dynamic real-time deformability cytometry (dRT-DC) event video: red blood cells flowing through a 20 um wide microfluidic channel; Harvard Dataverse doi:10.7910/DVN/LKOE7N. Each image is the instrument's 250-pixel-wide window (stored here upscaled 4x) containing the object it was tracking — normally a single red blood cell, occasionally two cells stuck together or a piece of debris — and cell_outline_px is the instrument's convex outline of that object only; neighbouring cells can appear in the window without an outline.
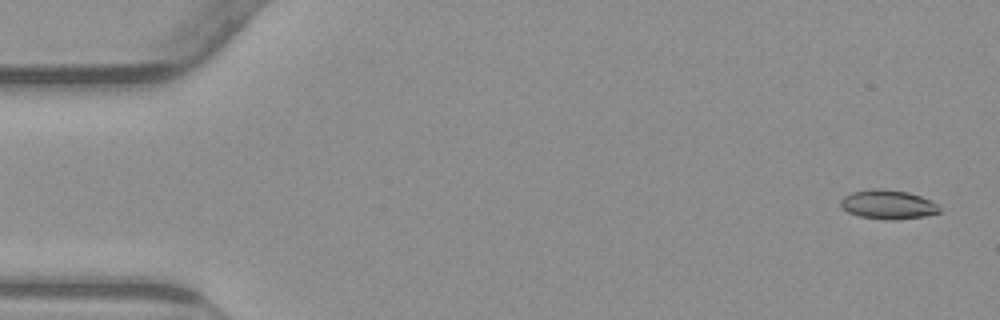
{"species": "common noctule bat (a hibernating species)", "species_latin": "Nyctalus noctula", "temperature_condition": "warm", "stored_images_in_passage": 53, "camera_frame_rate_fps": 3000, "um_per_image_px": 0.085, "animal": {"sex": "male", "body_mass_g": 23.1, "forearm_length_mm": 52.7}, "frame": {"image": 1, "passage_image": 1, "time_ms": 0.0, "image_size_px": [1000, 320], "cell_outline_px": [[940, 212], [924, 216], [896, 220], [888, 220], [860, 216], [848, 212], [840, 208], [840, 200], [844, 196], [852, 192], [876, 188], [884, 188], [908, 192], [932, 200], [940, 208]], "centroid_in_image_um": [75.46, 17.38], "position_along_channel_um": 9.5, "area_um2": 16.88}}
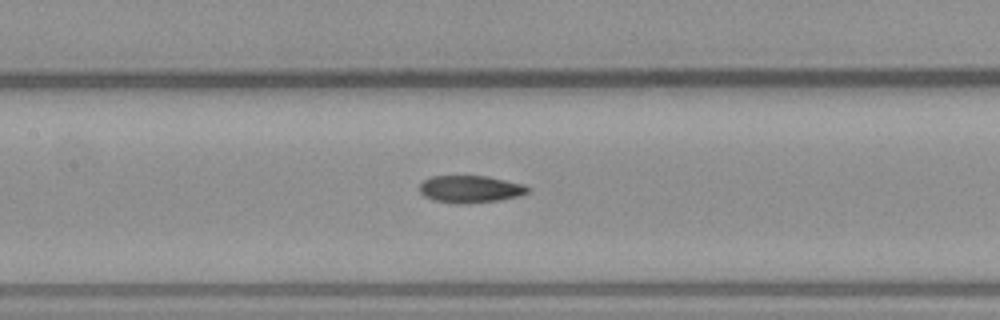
{"frame": {"image": 2, "passage_image": 24, "time_ms": 7.667, "image_size_px": [1000, 320], "cell_outline_px": [[528, 192], [520, 196], [500, 200], [468, 204], [464, 204], [432, 200], [424, 196], [420, 192], [420, 184], [424, 180], [432, 176], [488, 176], [524, 184], [528, 188]], "centroid_in_image_um": [39.98, 16.08], "position_along_channel_um": 167.4, "area_um2": 17.22}}
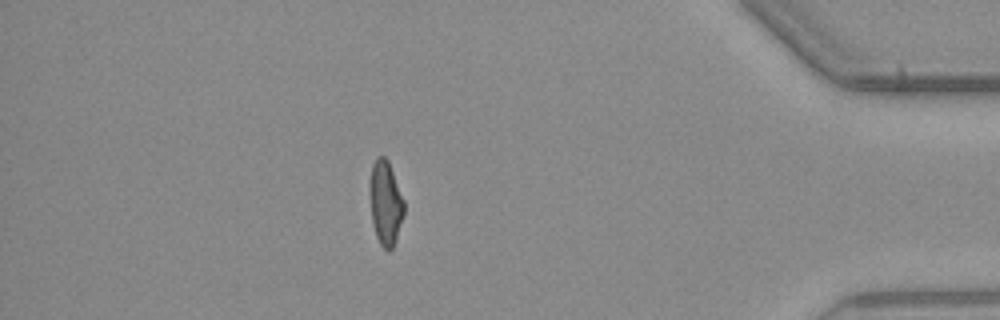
{"frame": {"image": 3, "passage_image": 46, "time_ms": 15.0, "image_size_px": [1000, 320], "cell_outline_px": [[404, 212], [392, 248], [388, 252], [380, 244], [376, 236], [372, 224], [368, 184], [372, 164], [376, 156], [384, 156], [388, 160], [404, 200]], "centroid_in_image_um": [32.73, 17.2], "position_along_channel_um": 402.5, "area_um2": 16.94}, "authors_computed_cell_mechanics": {"area_um2": 17.1666, "velocity_mm_per_s": 3.8491, "shape_relaxation_time_tau1_ms": null, "shape_relaxation_time_tau2_ms": 2.3462, "deformation_change_tau1": null, "deformation_change_tau2": 0.0909}}